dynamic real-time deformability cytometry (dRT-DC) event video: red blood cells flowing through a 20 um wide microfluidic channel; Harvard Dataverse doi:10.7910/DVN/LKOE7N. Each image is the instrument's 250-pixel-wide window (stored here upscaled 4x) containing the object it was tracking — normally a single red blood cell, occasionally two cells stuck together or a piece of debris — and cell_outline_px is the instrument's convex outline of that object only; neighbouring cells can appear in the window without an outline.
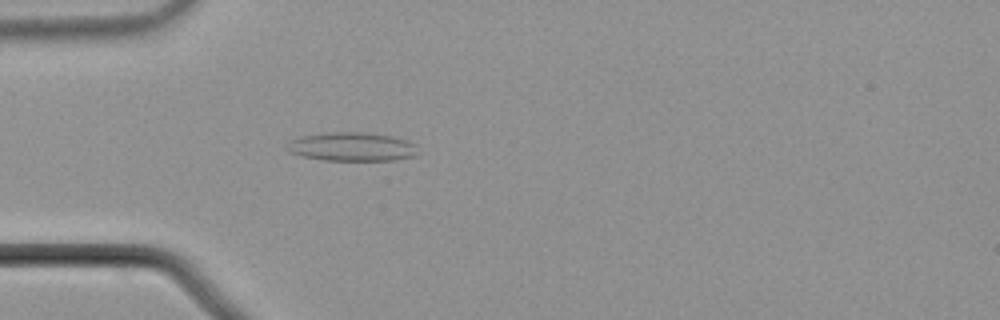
{"species": "common noctule bat (a hibernating species)", "species_latin": "Nyctalus noctula", "temperature_condition": "cold", "stored_images_in_passage": 56, "camera_frame_rate_fps": 3000, "um_per_image_px": 0.085, "animal": {"sex": "male", "body_mass_g": 21.5, "forearm_length_mm": 52.0}, "frame": {"image": 1, "passage_image": 17, "time_ms": 5.333, "image_size_px": [1000, 320], "cell_outline_px": [[416, 156], [396, 160], [324, 160], [304, 156], [288, 152], [284, 148], [292, 140], [304, 136], [328, 132], [360, 132], [392, 136], [408, 140], [416, 144]], "centroid_in_image_um": [29.94, 12.47], "position_along_channel_um": 55.1, "area_um2": 21.85}}
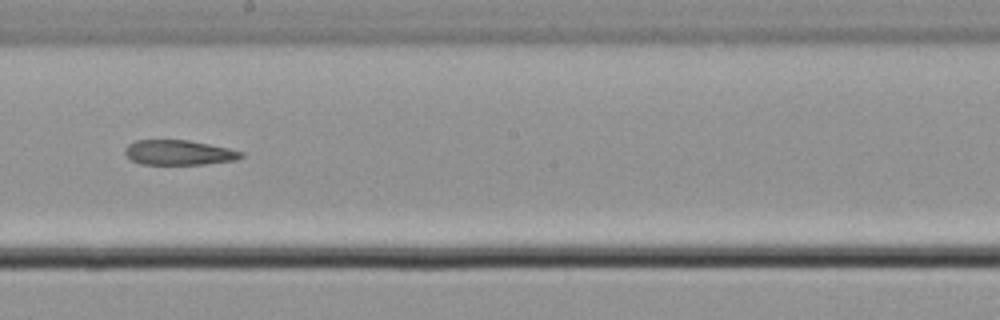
{"frame": {"image": 2, "passage_image": 32, "time_ms": 10.333, "image_size_px": [1000, 320], "cell_outline_px": [[244, 156], [236, 160], [204, 164], [140, 164], [132, 160], [124, 152], [124, 148], [128, 144], [136, 140], [188, 140], [228, 148], [244, 152]], "centroid_in_image_um": [15.2, 12.96], "position_along_channel_um": 233.0, "area_um2": 16.82}}
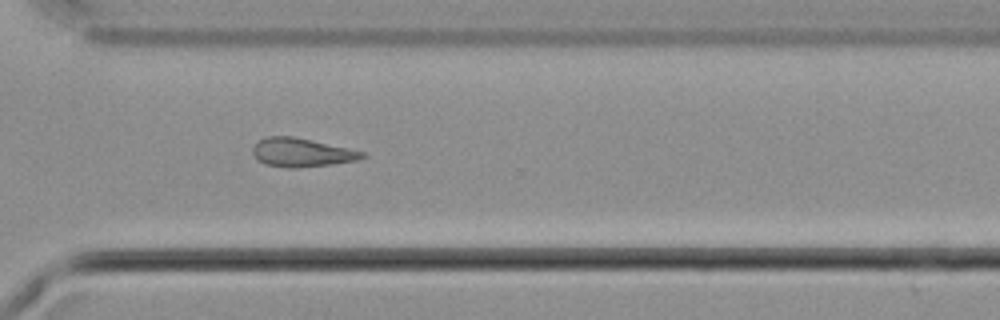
{"frame": {"image": 3, "passage_image": 41, "time_ms": 13.333, "image_size_px": [1000, 320], "cell_outline_px": [[368, 156], [356, 160], [332, 164], [296, 168], [288, 168], [264, 164], [256, 160], [252, 152], [252, 148], [256, 140], [268, 136], [292, 136], [312, 140], [368, 152]], "centroid_in_image_um": [25.63, 12.96], "position_along_channel_um": 345.0, "area_um2": 18.61}}